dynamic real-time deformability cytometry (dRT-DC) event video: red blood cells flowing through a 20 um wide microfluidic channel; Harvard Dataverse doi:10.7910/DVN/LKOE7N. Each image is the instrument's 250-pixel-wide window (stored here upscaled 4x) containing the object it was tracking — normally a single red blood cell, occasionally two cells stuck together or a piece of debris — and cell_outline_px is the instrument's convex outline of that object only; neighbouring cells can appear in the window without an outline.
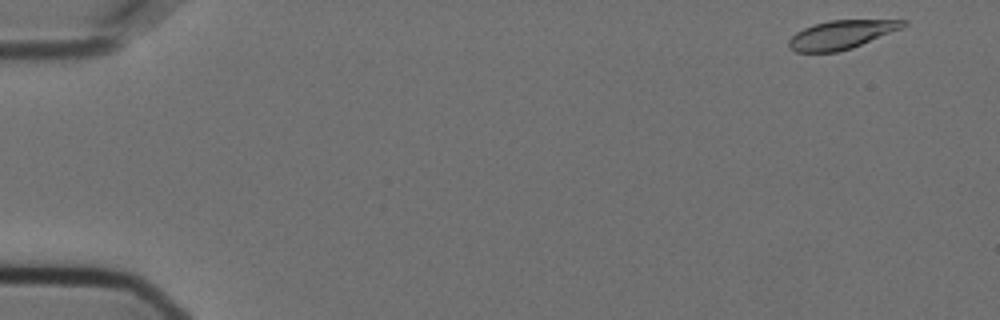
{"species": "Egyptian fruit bat (a non-hibernating species)", "species_latin": "Rousettus aegyptiacus", "temperature_condition": "cold", "stored_images_in_passage": 54, "camera_frame_rate_fps": 3000, "um_per_image_px": 0.085, "animal": {"sex": "female"}, "frame": {"image": 1, "passage_image": 1, "time_ms": 0.0, "image_size_px": [1000, 320], "cell_outline_px": [[908, 24], [904, 28], [852, 48], [836, 52], [796, 52], [788, 48], [788, 40], [796, 32], [804, 28], [828, 20], [908, 20]], "centroid_in_image_um": [71.54, 2.95], "position_along_channel_um": 13.5, "area_um2": 19.19}}
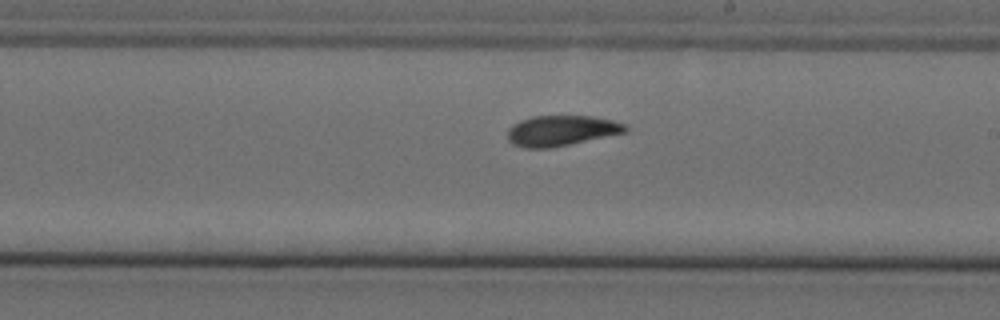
{"frame": {"image": 2, "passage_image": 31, "time_ms": 10.0, "image_size_px": [1000, 320], "cell_outline_px": [[628, 132], [552, 148], [524, 148], [512, 144], [508, 140], [508, 128], [512, 124], [520, 120], [532, 116], [592, 116], [612, 120], [624, 124], [628, 128]], "centroid_in_image_um": [47.7, 11.11], "position_along_channel_um": 241.3, "area_um2": 21.1}}
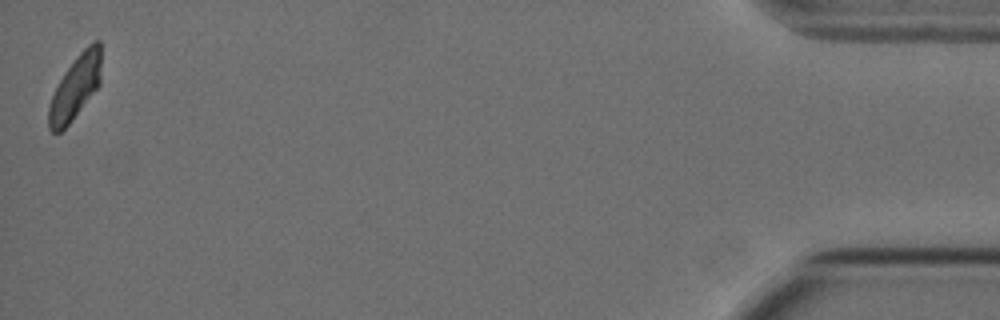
{"frame": {"image": 3, "passage_image": 54, "time_ms": 17.667, "image_size_px": [1000, 320], "cell_outline_px": [[100, 84], [72, 120], [60, 132], [52, 132], [48, 128], [48, 108], [52, 96], [64, 72], [76, 56], [92, 40], [100, 40]], "centroid_in_image_um": [6.4, 7.41], "position_along_channel_um": 428.8, "area_um2": 19.31}, "authors_computed_cell_mechanics": {"area_um2": 20.8947, "velocity_mm_per_s": 3.5815, "shape_relaxation_time_tau1_ms": 3.9436, "shape_relaxation_time_tau2_ms": 1.8191, "deformation_change_tau1": 0.1426, "deformation_change_tau2": 0.0689}}